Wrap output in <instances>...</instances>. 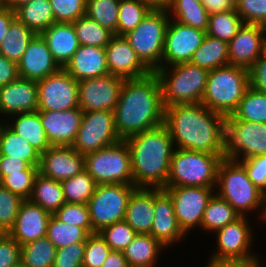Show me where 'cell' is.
Masks as SVG:
<instances>
[{
    "label": "cell",
    "mask_w": 266,
    "mask_h": 267,
    "mask_svg": "<svg viewBox=\"0 0 266 267\" xmlns=\"http://www.w3.org/2000/svg\"><path fill=\"white\" fill-rule=\"evenodd\" d=\"M164 109L161 84L155 72L125 79L113 110L118 135L125 140L163 125Z\"/></svg>",
    "instance_id": "obj_1"
},
{
    "label": "cell",
    "mask_w": 266,
    "mask_h": 267,
    "mask_svg": "<svg viewBox=\"0 0 266 267\" xmlns=\"http://www.w3.org/2000/svg\"><path fill=\"white\" fill-rule=\"evenodd\" d=\"M226 117L202 103L164 109V126L177 149L222 154Z\"/></svg>",
    "instance_id": "obj_2"
},
{
    "label": "cell",
    "mask_w": 266,
    "mask_h": 267,
    "mask_svg": "<svg viewBox=\"0 0 266 267\" xmlns=\"http://www.w3.org/2000/svg\"><path fill=\"white\" fill-rule=\"evenodd\" d=\"M131 152L133 185L164 189L174 150L167 128L161 125L125 139Z\"/></svg>",
    "instance_id": "obj_3"
},
{
    "label": "cell",
    "mask_w": 266,
    "mask_h": 267,
    "mask_svg": "<svg viewBox=\"0 0 266 267\" xmlns=\"http://www.w3.org/2000/svg\"><path fill=\"white\" fill-rule=\"evenodd\" d=\"M215 193L225 199L241 216L257 214L256 224L264 217L266 195L249 179L245 167L232 159H223L219 165Z\"/></svg>",
    "instance_id": "obj_4"
},
{
    "label": "cell",
    "mask_w": 266,
    "mask_h": 267,
    "mask_svg": "<svg viewBox=\"0 0 266 267\" xmlns=\"http://www.w3.org/2000/svg\"><path fill=\"white\" fill-rule=\"evenodd\" d=\"M164 108L201 103L209 71L190 62L158 68Z\"/></svg>",
    "instance_id": "obj_5"
},
{
    "label": "cell",
    "mask_w": 266,
    "mask_h": 267,
    "mask_svg": "<svg viewBox=\"0 0 266 267\" xmlns=\"http://www.w3.org/2000/svg\"><path fill=\"white\" fill-rule=\"evenodd\" d=\"M250 86L249 70L227 65L209 71L201 103L211 111L232 115Z\"/></svg>",
    "instance_id": "obj_6"
},
{
    "label": "cell",
    "mask_w": 266,
    "mask_h": 267,
    "mask_svg": "<svg viewBox=\"0 0 266 267\" xmlns=\"http://www.w3.org/2000/svg\"><path fill=\"white\" fill-rule=\"evenodd\" d=\"M222 154L174 148L166 186L216 187Z\"/></svg>",
    "instance_id": "obj_7"
},
{
    "label": "cell",
    "mask_w": 266,
    "mask_h": 267,
    "mask_svg": "<svg viewBox=\"0 0 266 267\" xmlns=\"http://www.w3.org/2000/svg\"><path fill=\"white\" fill-rule=\"evenodd\" d=\"M169 20L166 8H153L134 30L124 35L139 59L152 72L162 67L165 33Z\"/></svg>",
    "instance_id": "obj_8"
},
{
    "label": "cell",
    "mask_w": 266,
    "mask_h": 267,
    "mask_svg": "<svg viewBox=\"0 0 266 267\" xmlns=\"http://www.w3.org/2000/svg\"><path fill=\"white\" fill-rule=\"evenodd\" d=\"M84 169L97 184H133L131 152L125 140L84 155Z\"/></svg>",
    "instance_id": "obj_9"
},
{
    "label": "cell",
    "mask_w": 266,
    "mask_h": 267,
    "mask_svg": "<svg viewBox=\"0 0 266 267\" xmlns=\"http://www.w3.org/2000/svg\"><path fill=\"white\" fill-rule=\"evenodd\" d=\"M266 155V123L226 119L223 159L235 161Z\"/></svg>",
    "instance_id": "obj_10"
},
{
    "label": "cell",
    "mask_w": 266,
    "mask_h": 267,
    "mask_svg": "<svg viewBox=\"0 0 266 267\" xmlns=\"http://www.w3.org/2000/svg\"><path fill=\"white\" fill-rule=\"evenodd\" d=\"M136 187L133 184H98L87 206L93 230L125 219L128 200Z\"/></svg>",
    "instance_id": "obj_11"
},
{
    "label": "cell",
    "mask_w": 266,
    "mask_h": 267,
    "mask_svg": "<svg viewBox=\"0 0 266 267\" xmlns=\"http://www.w3.org/2000/svg\"><path fill=\"white\" fill-rule=\"evenodd\" d=\"M250 220L249 216H240L215 231L216 245L208 260L245 259L260 256L252 247L256 235L253 229L255 226Z\"/></svg>",
    "instance_id": "obj_12"
},
{
    "label": "cell",
    "mask_w": 266,
    "mask_h": 267,
    "mask_svg": "<svg viewBox=\"0 0 266 267\" xmlns=\"http://www.w3.org/2000/svg\"><path fill=\"white\" fill-rule=\"evenodd\" d=\"M122 140L117 133L114 112H83L81 125L72 147L82 155L98 151Z\"/></svg>",
    "instance_id": "obj_13"
},
{
    "label": "cell",
    "mask_w": 266,
    "mask_h": 267,
    "mask_svg": "<svg viewBox=\"0 0 266 267\" xmlns=\"http://www.w3.org/2000/svg\"><path fill=\"white\" fill-rule=\"evenodd\" d=\"M216 187L166 186L174 204L178 224L188 236L193 230H200L203 213Z\"/></svg>",
    "instance_id": "obj_14"
},
{
    "label": "cell",
    "mask_w": 266,
    "mask_h": 267,
    "mask_svg": "<svg viewBox=\"0 0 266 267\" xmlns=\"http://www.w3.org/2000/svg\"><path fill=\"white\" fill-rule=\"evenodd\" d=\"M38 111H65L79 107L78 81L64 68L37 81Z\"/></svg>",
    "instance_id": "obj_15"
},
{
    "label": "cell",
    "mask_w": 266,
    "mask_h": 267,
    "mask_svg": "<svg viewBox=\"0 0 266 267\" xmlns=\"http://www.w3.org/2000/svg\"><path fill=\"white\" fill-rule=\"evenodd\" d=\"M125 79L107 74L78 81L79 108L83 112L113 111Z\"/></svg>",
    "instance_id": "obj_16"
},
{
    "label": "cell",
    "mask_w": 266,
    "mask_h": 267,
    "mask_svg": "<svg viewBox=\"0 0 266 267\" xmlns=\"http://www.w3.org/2000/svg\"><path fill=\"white\" fill-rule=\"evenodd\" d=\"M206 35V31L170 19L165 33L162 67L190 62Z\"/></svg>",
    "instance_id": "obj_17"
},
{
    "label": "cell",
    "mask_w": 266,
    "mask_h": 267,
    "mask_svg": "<svg viewBox=\"0 0 266 267\" xmlns=\"http://www.w3.org/2000/svg\"><path fill=\"white\" fill-rule=\"evenodd\" d=\"M150 234L170 250L188 238L178 224L173 200L164 189L154 188V218Z\"/></svg>",
    "instance_id": "obj_18"
},
{
    "label": "cell",
    "mask_w": 266,
    "mask_h": 267,
    "mask_svg": "<svg viewBox=\"0 0 266 267\" xmlns=\"http://www.w3.org/2000/svg\"><path fill=\"white\" fill-rule=\"evenodd\" d=\"M265 38V26L243 24L235 37L228 43L229 65L249 70L261 56Z\"/></svg>",
    "instance_id": "obj_19"
},
{
    "label": "cell",
    "mask_w": 266,
    "mask_h": 267,
    "mask_svg": "<svg viewBox=\"0 0 266 267\" xmlns=\"http://www.w3.org/2000/svg\"><path fill=\"white\" fill-rule=\"evenodd\" d=\"M84 170V155L72 146H51L40 156L38 172L56 181L72 178Z\"/></svg>",
    "instance_id": "obj_20"
},
{
    "label": "cell",
    "mask_w": 266,
    "mask_h": 267,
    "mask_svg": "<svg viewBox=\"0 0 266 267\" xmlns=\"http://www.w3.org/2000/svg\"><path fill=\"white\" fill-rule=\"evenodd\" d=\"M109 74L124 79L140 78L152 71L139 59L124 36L114 35L105 47Z\"/></svg>",
    "instance_id": "obj_21"
},
{
    "label": "cell",
    "mask_w": 266,
    "mask_h": 267,
    "mask_svg": "<svg viewBox=\"0 0 266 267\" xmlns=\"http://www.w3.org/2000/svg\"><path fill=\"white\" fill-rule=\"evenodd\" d=\"M37 110L38 84L36 80L19 77L13 82L0 87L1 119L6 120L13 114Z\"/></svg>",
    "instance_id": "obj_22"
},
{
    "label": "cell",
    "mask_w": 266,
    "mask_h": 267,
    "mask_svg": "<svg viewBox=\"0 0 266 267\" xmlns=\"http://www.w3.org/2000/svg\"><path fill=\"white\" fill-rule=\"evenodd\" d=\"M51 146H72L79 131L83 111L77 107L65 111H38Z\"/></svg>",
    "instance_id": "obj_23"
},
{
    "label": "cell",
    "mask_w": 266,
    "mask_h": 267,
    "mask_svg": "<svg viewBox=\"0 0 266 267\" xmlns=\"http://www.w3.org/2000/svg\"><path fill=\"white\" fill-rule=\"evenodd\" d=\"M51 214L31 200H24L8 234L21 246L46 237Z\"/></svg>",
    "instance_id": "obj_24"
},
{
    "label": "cell",
    "mask_w": 266,
    "mask_h": 267,
    "mask_svg": "<svg viewBox=\"0 0 266 267\" xmlns=\"http://www.w3.org/2000/svg\"><path fill=\"white\" fill-rule=\"evenodd\" d=\"M17 64L21 78L36 81L46 78L60 69L41 34L34 36Z\"/></svg>",
    "instance_id": "obj_25"
},
{
    "label": "cell",
    "mask_w": 266,
    "mask_h": 267,
    "mask_svg": "<svg viewBox=\"0 0 266 267\" xmlns=\"http://www.w3.org/2000/svg\"><path fill=\"white\" fill-rule=\"evenodd\" d=\"M64 69L76 81L109 74L105 48L80 45Z\"/></svg>",
    "instance_id": "obj_26"
},
{
    "label": "cell",
    "mask_w": 266,
    "mask_h": 267,
    "mask_svg": "<svg viewBox=\"0 0 266 267\" xmlns=\"http://www.w3.org/2000/svg\"><path fill=\"white\" fill-rule=\"evenodd\" d=\"M60 68L70 62L80 44L73 23H54L41 33Z\"/></svg>",
    "instance_id": "obj_27"
},
{
    "label": "cell",
    "mask_w": 266,
    "mask_h": 267,
    "mask_svg": "<svg viewBox=\"0 0 266 267\" xmlns=\"http://www.w3.org/2000/svg\"><path fill=\"white\" fill-rule=\"evenodd\" d=\"M154 218V188H136L126 208L125 221L137 234H150Z\"/></svg>",
    "instance_id": "obj_28"
},
{
    "label": "cell",
    "mask_w": 266,
    "mask_h": 267,
    "mask_svg": "<svg viewBox=\"0 0 266 267\" xmlns=\"http://www.w3.org/2000/svg\"><path fill=\"white\" fill-rule=\"evenodd\" d=\"M4 122L20 137L27 140L40 154L51 147L38 110L13 114Z\"/></svg>",
    "instance_id": "obj_29"
},
{
    "label": "cell",
    "mask_w": 266,
    "mask_h": 267,
    "mask_svg": "<svg viewBox=\"0 0 266 267\" xmlns=\"http://www.w3.org/2000/svg\"><path fill=\"white\" fill-rule=\"evenodd\" d=\"M166 250L168 248L151 234H137L123 254L129 267H156Z\"/></svg>",
    "instance_id": "obj_30"
},
{
    "label": "cell",
    "mask_w": 266,
    "mask_h": 267,
    "mask_svg": "<svg viewBox=\"0 0 266 267\" xmlns=\"http://www.w3.org/2000/svg\"><path fill=\"white\" fill-rule=\"evenodd\" d=\"M0 155L11 156L39 167L41 154L5 122L0 126Z\"/></svg>",
    "instance_id": "obj_31"
},
{
    "label": "cell",
    "mask_w": 266,
    "mask_h": 267,
    "mask_svg": "<svg viewBox=\"0 0 266 267\" xmlns=\"http://www.w3.org/2000/svg\"><path fill=\"white\" fill-rule=\"evenodd\" d=\"M170 19L207 31L209 13L198 0H170L166 7Z\"/></svg>",
    "instance_id": "obj_32"
},
{
    "label": "cell",
    "mask_w": 266,
    "mask_h": 267,
    "mask_svg": "<svg viewBox=\"0 0 266 267\" xmlns=\"http://www.w3.org/2000/svg\"><path fill=\"white\" fill-rule=\"evenodd\" d=\"M31 200L53 215L64 203H66L61 181L47 178L38 173L34 180Z\"/></svg>",
    "instance_id": "obj_33"
},
{
    "label": "cell",
    "mask_w": 266,
    "mask_h": 267,
    "mask_svg": "<svg viewBox=\"0 0 266 267\" xmlns=\"http://www.w3.org/2000/svg\"><path fill=\"white\" fill-rule=\"evenodd\" d=\"M190 63L207 71L229 65L228 43L206 35L201 46L192 55Z\"/></svg>",
    "instance_id": "obj_34"
},
{
    "label": "cell",
    "mask_w": 266,
    "mask_h": 267,
    "mask_svg": "<svg viewBox=\"0 0 266 267\" xmlns=\"http://www.w3.org/2000/svg\"><path fill=\"white\" fill-rule=\"evenodd\" d=\"M15 14L19 22L36 34H41L55 23L49 0H32L28 4L19 7Z\"/></svg>",
    "instance_id": "obj_35"
},
{
    "label": "cell",
    "mask_w": 266,
    "mask_h": 267,
    "mask_svg": "<svg viewBox=\"0 0 266 267\" xmlns=\"http://www.w3.org/2000/svg\"><path fill=\"white\" fill-rule=\"evenodd\" d=\"M240 216L225 199L214 193L203 213L200 229L207 234H213Z\"/></svg>",
    "instance_id": "obj_36"
},
{
    "label": "cell",
    "mask_w": 266,
    "mask_h": 267,
    "mask_svg": "<svg viewBox=\"0 0 266 267\" xmlns=\"http://www.w3.org/2000/svg\"><path fill=\"white\" fill-rule=\"evenodd\" d=\"M36 33L15 19L0 44V54L18 63Z\"/></svg>",
    "instance_id": "obj_37"
},
{
    "label": "cell",
    "mask_w": 266,
    "mask_h": 267,
    "mask_svg": "<svg viewBox=\"0 0 266 267\" xmlns=\"http://www.w3.org/2000/svg\"><path fill=\"white\" fill-rule=\"evenodd\" d=\"M226 119L266 123V94L249 86L236 110L232 115L227 116Z\"/></svg>",
    "instance_id": "obj_38"
},
{
    "label": "cell",
    "mask_w": 266,
    "mask_h": 267,
    "mask_svg": "<svg viewBox=\"0 0 266 267\" xmlns=\"http://www.w3.org/2000/svg\"><path fill=\"white\" fill-rule=\"evenodd\" d=\"M57 248L43 237L21 246V263L25 267H53Z\"/></svg>",
    "instance_id": "obj_39"
},
{
    "label": "cell",
    "mask_w": 266,
    "mask_h": 267,
    "mask_svg": "<svg viewBox=\"0 0 266 267\" xmlns=\"http://www.w3.org/2000/svg\"><path fill=\"white\" fill-rule=\"evenodd\" d=\"M152 9L143 0L119 1L117 36H124L134 30Z\"/></svg>",
    "instance_id": "obj_40"
},
{
    "label": "cell",
    "mask_w": 266,
    "mask_h": 267,
    "mask_svg": "<svg viewBox=\"0 0 266 267\" xmlns=\"http://www.w3.org/2000/svg\"><path fill=\"white\" fill-rule=\"evenodd\" d=\"M73 26L80 45L105 48L114 34L87 15L79 17Z\"/></svg>",
    "instance_id": "obj_41"
},
{
    "label": "cell",
    "mask_w": 266,
    "mask_h": 267,
    "mask_svg": "<svg viewBox=\"0 0 266 267\" xmlns=\"http://www.w3.org/2000/svg\"><path fill=\"white\" fill-rule=\"evenodd\" d=\"M243 24L236 10L209 14L206 34L229 43Z\"/></svg>",
    "instance_id": "obj_42"
},
{
    "label": "cell",
    "mask_w": 266,
    "mask_h": 267,
    "mask_svg": "<svg viewBox=\"0 0 266 267\" xmlns=\"http://www.w3.org/2000/svg\"><path fill=\"white\" fill-rule=\"evenodd\" d=\"M66 203L87 204L97 183L91 175L84 169L72 178L61 181Z\"/></svg>",
    "instance_id": "obj_43"
},
{
    "label": "cell",
    "mask_w": 266,
    "mask_h": 267,
    "mask_svg": "<svg viewBox=\"0 0 266 267\" xmlns=\"http://www.w3.org/2000/svg\"><path fill=\"white\" fill-rule=\"evenodd\" d=\"M89 235L84 228L63 223L54 215L49 218L46 237L57 249L76 242H85Z\"/></svg>",
    "instance_id": "obj_44"
},
{
    "label": "cell",
    "mask_w": 266,
    "mask_h": 267,
    "mask_svg": "<svg viewBox=\"0 0 266 267\" xmlns=\"http://www.w3.org/2000/svg\"><path fill=\"white\" fill-rule=\"evenodd\" d=\"M119 1L87 0L85 15L117 36Z\"/></svg>",
    "instance_id": "obj_45"
},
{
    "label": "cell",
    "mask_w": 266,
    "mask_h": 267,
    "mask_svg": "<svg viewBox=\"0 0 266 267\" xmlns=\"http://www.w3.org/2000/svg\"><path fill=\"white\" fill-rule=\"evenodd\" d=\"M38 173V168H26L4 176L0 180V184L10 192L27 200L31 198L34 180Z\"/></svg>",
    "instance_id": "obj_46"
},
{
    "label": "cell",
    "mask_w": 266,
    "mask_h": 267,
    "mask_svg": "<svg viewBox=\"0 0 266 267\" xmlns=\"http://www.w3.org/2000/svg\"><path fill=\"white\" fill-rule=\"evenodd\" d=\"M111 250L123 252L136 237L137 233L125 221L116 222L102 228L98 232Z\"/></svg>",
    "instance_id": "obj_47"
},
{
    "label": "cell",
    "mask_w": 266,
    "mask_h": 267,
    "mask_svg": "<svg viewBox=\"0 0 266 267\" xmlns=\"http://www.w3.org/2000/svg\"><path fill=\"white\" fill-rule=\"evenodd\" d=\"M53 215L63 223L84 228L89 234L96 233L92 227L87 204L64 203Z\"/></svg>",
    "instance_id": "obj_48"
},
{
    "label": "cell",
    "mask_w": 266,
    "mask_h": 267,
    "mask_svg": "<svg viewBox=\"0 0 266 267\" xmlns=\"http://www.w3.org/2000/svg\"><path fill=\"white\" fill-rule=\"evenodd\" d=\"M110 251L111 248L98 232L90 234L85 240L82 267H101Z\"/></svg>",
    "instance_id": "obj_49"
},
{
    "label": "cell",
    "mask_w": 266,
    "mask_h": 267,
    "mask_svg": "<svg viewBox=\"0 0 266 267\" xmlns=\"http://www.w3.org/2000/svg\"><path fill=\"white\" fill-rule=\"evenodd\" d=\"M23 201L0 184V226L7 233L13 227Z\"/></svg>",
    "instance_id": "obj_50"
},
{
    "label": "cell",
    "mask_w": 266,
    "mask_h": 267,
    "mask_svg": "<svg viewBox=\"0 0 266 267\" xmlns=\"http://www.w3.org/2000/svg\"><path fill=\"white\" fill-rule=\"evenodd\" d=\"M87 0H49L55 23H73L86 13Z\"/></svg>",
    "instance_id": "obj_51"
},
{
    "label": "cell",
    "mask_w": 266,
    "mask_h": 267,
    "mask_svg": "<svg viewBox=\"0 0 266 267\" xmlns=\"http://www.w3.org/2000/svg\"><path fill=\"white\" fill-rule=\"evenodd\" d=\"M235 10L244 24L266 27V0H235Z\"/></svg>",
    "instance_id": "obj_52"
},
{
    "label": "cell",
    "mask_w": 266,
    "mask_h": 267,
    "mask_svg": "<svg viewBox=\"0 0 266 267\" xmlns=\"http://www.w3.org/2000/svg\"><path fill=\"white\" fill-rule=\"evenodd\" d=\"M85 242H76L57 249L53 267H82Z\"/></svg>",
    "instance_id": "obj_53"
},
{
    "label": "cell",
    "mask_w": 266,
    "mask_h": 267,
    "mask_svg": "<svg viewBox=\"0 0 266 267\" xmlns=\"http://www.w3.org/2000/svg\"><path fill=\"white\" fill-rule=\"evenodd\" d=\"M246 169L252 183L266 195V155L239 161Z\"/></svg>",
    "instance_id": "obj_54"
},
{
    "label": "cell",
    "mask_w": 266,
    "mask_h": 267,
    "mask_svg": "<svg viewBox=\"0 0 266 267\" xmlns=\"http://www.w3.org/2000/svg\"><path fill=\"white\" fill-rule=\"evenodd\" d=\"M21 263V245L8 233L0 237V267H15Z\"/></svg>",
    "instance_id": "obj_55"
},
{
    "label": "cell",
    "mask_w": 266,
    "mask_h": 267,
    "mask_svg": "<svg viewBox=\"0 0 266 267\" xmlns=\"http://www.w3.org/2000/svg\"><path fill=\"white\" fill-rule=\"evenodd\" d=\"M250 86L266 94V60L261 57L249 69Z\"/></svg>",
    "instance_id": "obj_56"
},
{
    "label": "cell",
    "mask_w": 266,
    "mask_h": 267,
    "mask_svg": "<svg viewBox=\"0 0 266 267\" xmlns=\"http://www.w3.org/2000/svg\"><path fill=\"white\" fill-rule=\"evenodd\" d=\"M261 256L245 258V259H229V260H207L206 266L203 267H263Z\"/></svg>",
    "instance_id": "obj_57"
},
{
    "label": "cell",
    "mask_w": 266,
    "mask_h": 267,
    "mask_svg": "<svg viewBox=\"0 0 266 267\" xmlns=\"http://www.w3.org/2000/svg\"><path fill=\"white\" fill-rule=\"evenodd\" d=\"M26 168H38L36 166H31L28 162L15 159L11 156L0 155V180L10 173L19 172L20 170H25Z\"/></svg>",
    "instance_id": "obj_58"
},
{
    "label": "cell",
    "mask_w": 266,
    "mask_h": 267,
    "mask_svg": "<svg viewBox=\"0 0 266 267\" xmlns=\"http://www.w3.org/2000/svg\"><path fill=\"white\" fill-rule=\"evenodd\" d=\"M19 77L18 64L0 54V87L13 82Z\"/></svg>",
    "instance_id": "obj_59"
},
{
    "label": "cell",
    "mask_w": 266,
    "mask_h": 267,
    "mask_svg": "<svg viewBox=\"0 0 266 267\" xmlns=\"http://www.w3.org/2000/svg\"><path fill=\"white\" fill-rule=\"evenodd\" d=\"M202 4L209 14L235 10V0H203Z\"/></svg>",
    "instance_id": "obj_60"
},
{
    "label": "cell",
    "mask_w": 266,
    "mask_h": 267,
    "mask_svg": "<svg viewBox=\"0 0 266 267\" xmlns=\"http://www.w3.org/2000/svg\"><path fill=\"white\" fill-rule=\"evenodd\" d=\"M16 19L15 11L8 7L0 8V44L7 35L8 29Z\"/></svg>",
    "instance_id": "obj_61"
},
{
    "label": "cell",
    "mask_w": 266,
    "mask_h": 267,
    "mask_svg": "<svg viewBox=\"0 0 266 267\" xmlns=\"http://www.w3.org/2000/svg\"><path fill=\"white\" fill-rule=\"evenodd\" d=\"M101 267H129L123 252L111 250Z\"/></svg>",
    "instance_id": "obj_62"
},
{
    "label": "cell",
    "mask_w": 266,
    "mask_h": 267,
    "mask_svg": "<svg viewBox=\"0 0 266 267\" xmlns=\"http://www.w3.org/2000/svg\"><path fill=\"white\" fill-rule=\"evenodd\" d=\"M32 0H7L6 7L11 8L13 11H16L19 7L28 4Z\"/></svg>",
    "instance_id": "obj_63"
},
{
    "label": "cell",
    "mask_w": 266,
    "mask_h": 267,
    "mask_svg": "<svg viewBox=\"0 0 266 267\" xmlns=\"http://www.w3.org/2000/svg\"><path fill=\"white\" fill-rule=\"evenodd\" d=\"M150 4L153 8H166L170 0H143Z\"/></svg>",
    "instance_id": "obj_64"
},
{
    "label": "cell",
    "mask_w": 266,
    "mask_h": 267,
    "mask_svg": "<svg viewBox=\"0 0 266 267\" xmlns=\"http://www.w3.org/2000/svg\"><path fill=\"white\" fill-rule=\"evenodd\" d=\"M263 60H266V38L262 46L261 56Z\"/></svg>",
    "instance_id": "obj_65"
},
{
    "label": "cell",
    "mask_w": 266,
    "mask_h": 267,
    "mask_svg": "<svg viewBox=\"0 0 266 267\" xmlns=\"http://www.w3.org/2000/svg\"><path fill=\"white\" fill-rule=\"evenodd\" d=\"M7 232L0 226V237L5 236Z\"/></svg>",
    "instance_id": "obj_66"
},
{
    "label": "cell",
    "mask_w": 266,
    "mask_h": 267,
    "mask_svg": "<svg viewBox=\"0 0 266 267\" xmlns=\"http://www.w3.org/2000/svg\"><path fill=\"white\" fill-rule=\"evenodd\" d=\"M7 0H0V6L5 7Z\"/></svg>",
    "instance_id": "obj_67"
},
{
    "label": "cell",
    "mask_w": 266,
    "mask_h": 267,
    "mask_svg": "<svg viewBox=\"0 0 266 267\" xmlns=\"http://www.w3.org/2000/svg\"><path fill=\"white\" fill-rule=\"evenodd\" d=\"M15 267H25L22 263H19L17 266Z\"/></svg>",
    "instance_id": "obj_68"
},
{
    "label": "cell",
    "mask_w": 266,
    "mask_h": 267,
    "mask_svg": "<svg viewBox=\"0 0 266 267\" xmlns=\"http://www.w3.org/2000/svg\"><path fill=\"white\" fill-rule=\"evenodd\" d=\"M261 220L264 222V224H266V218L265 217H263Z\"/></svg>",
    "instance_id": "obj_69"
},
{
    "label": "cell",
    "mask_w": 266,
    "mask_h": 267,
    "mask_svg": "<svg viewBox=\"0 0 266 267\" xmlns=\"http://www.w3.org/2000/svg\"><path fill=\"white\" fill-rule=\"evenodd\" d=\"M3 122L4 120L0 118V126L2 125Z\"/></svg>",
    "instance_id": "obj_70"
}]
</instances>
